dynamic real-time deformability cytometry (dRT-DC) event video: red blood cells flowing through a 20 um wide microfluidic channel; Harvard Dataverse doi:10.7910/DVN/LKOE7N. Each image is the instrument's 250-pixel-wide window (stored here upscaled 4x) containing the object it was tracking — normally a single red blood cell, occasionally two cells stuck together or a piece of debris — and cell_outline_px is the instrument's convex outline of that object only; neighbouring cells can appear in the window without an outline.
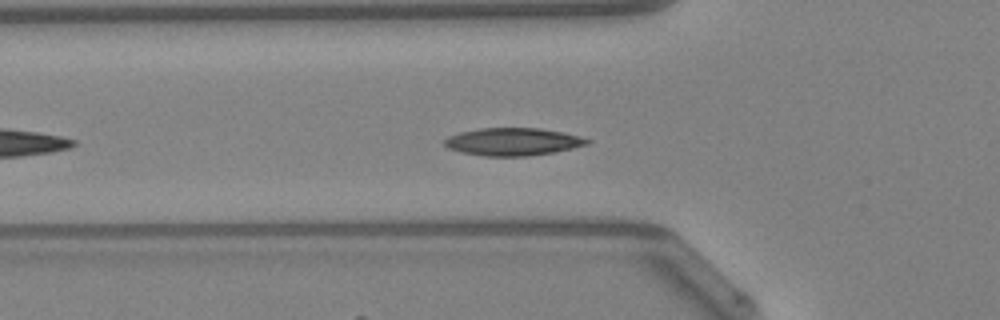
{"species": "Egyptian fruit bat (a non-hibernating species)", "species_latin": "Rousettus aegyptiacus", "temperature_condition": "warm", "stored_images_in_passage": 40, "camera_frame_rate_fps": 3000, "um_per_image_px": 0.085, "animal": {"sex": "female"}, "frame": {"image": 1, "passage_image": 7, "time_ms": 2.0, "image_size_px": [1000, 320], "cell_outline_px": [[592, 140], [588, 144], [556, 152], [528, 156], [484, 156], [460, 152], [448, 148], [444, 144], [444, 140], [448, 136], [460, 132], [480, 128], [540, 128], [560, 132]], "centroid_in_image_um": [43.56, 12.05], "position_along_channel_um": 82.2, "area_um2": 22.89}, "authors_computed_cell_mechanics": {"area_um2": 21.7906, "velocity_mm_per_s": 4.2141, "shape_relaxation_time_tau1_ms": 2.4419, "shape_relaxation_time_tau2_ms": 4.0445, "deformation_change_tau1": 0.0968, "deformation_change_tau2": 0.0833}}